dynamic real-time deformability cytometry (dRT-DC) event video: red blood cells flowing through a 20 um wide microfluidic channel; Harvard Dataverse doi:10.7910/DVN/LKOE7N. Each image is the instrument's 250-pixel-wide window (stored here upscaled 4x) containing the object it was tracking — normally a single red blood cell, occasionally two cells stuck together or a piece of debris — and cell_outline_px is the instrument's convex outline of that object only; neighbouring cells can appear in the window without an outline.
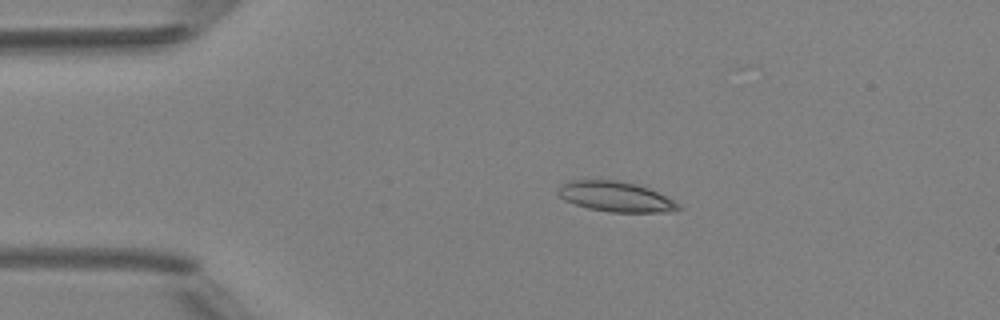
{"species": "Egyptian fruit bat (a non-hibernating species)", "species_latin": "Rousettus aegyptiacus", "temperature_condition": "room temperature", "stored_images_in_passage": 3, "camera_frame_rate_fps": 3000, "um_per_image_px": 0.085, "animal": {"sex": "female"}, "frame": {"image": 1, "passage_image": 3, "time_ms": 2.0, "image_size_px": [1000, 320], "cell_outline_px": [[684, 208], [668, 212], [612, 212], [588, 208], [564, 200], [556, 192], [556, 188], [560, 184], [572, 180], [616, 180], [636, 184], [648, 188], [680, 204]], "centroid_in_image_um": [52.3, 16.71], "position_along_channel_um": 32.7, "area_um2": 21.1}}